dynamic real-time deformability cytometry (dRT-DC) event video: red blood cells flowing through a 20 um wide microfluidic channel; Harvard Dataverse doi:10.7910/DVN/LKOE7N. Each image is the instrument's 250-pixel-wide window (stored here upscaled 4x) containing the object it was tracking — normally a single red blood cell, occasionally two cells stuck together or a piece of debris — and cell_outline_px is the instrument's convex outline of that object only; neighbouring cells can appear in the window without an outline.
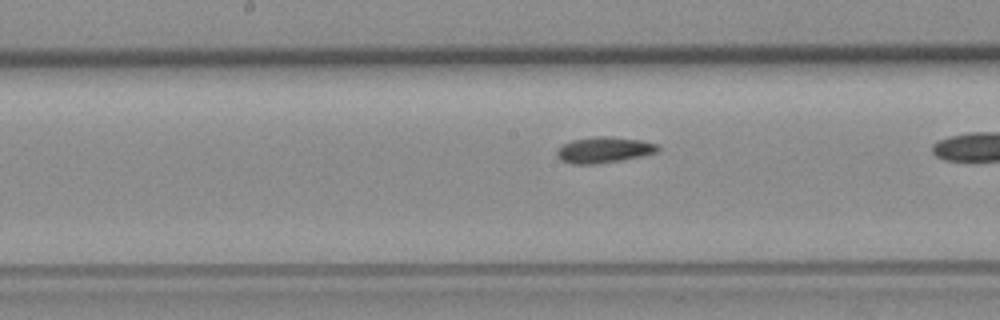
{"species": "common noctule bat (a hibernating species)", "species_latin": "Nyctalus noctula", "temperature_condition": "room temperature", "stored_images_in_passage": 39, "camera_frame_rate_fps": 3000, "um_per_image_px": 0.085, "animal": {"sex": "female", "body_mass_g": 19.3, "forearm_length_mm": 54.1}, "frame": {"image": 1, "passage_image": 25, "time_ms": 8.0, "image_size_px": [1000, 320], "cell_outline_px": [[660, 148], [656, 152], [624, 160], [596, 164], [572, 164], [560, 160], [556, 156], [556, 152], [564, 144], [572, 140], [596, 136], [608, 136], [640, 140], [656, 144]], "centroid_in_image_um": [51.31, 12.75], "position_along_channel_um": 196.9, "area_um2": 15.2}}
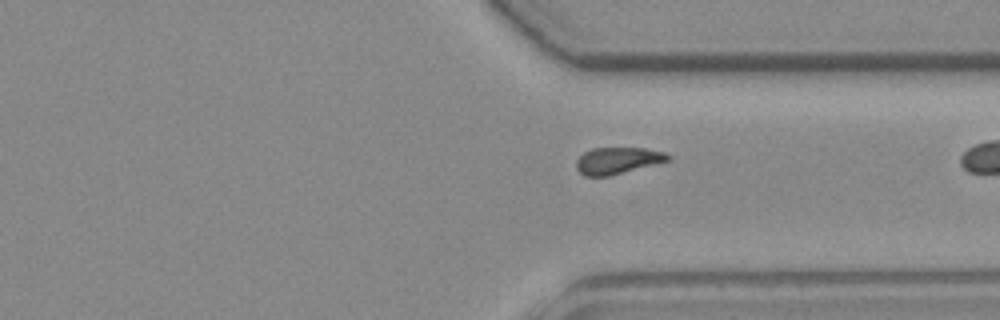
{"frame": {"image": 2, "passage_image": 38, "time_ms": 12.333, "image_size_px": [1000, 320], "cell_outline_px": [[672, 160], [608, 176], [584, 176], [576, 168], [576, 160], [584, 152], [592, 148], [644, 148], [664, 152], [672, 156]], "centroid_in_image_um": [52.51, 13.64], "position_along_channel_um": 358.9, "area_um2": 14.28}}